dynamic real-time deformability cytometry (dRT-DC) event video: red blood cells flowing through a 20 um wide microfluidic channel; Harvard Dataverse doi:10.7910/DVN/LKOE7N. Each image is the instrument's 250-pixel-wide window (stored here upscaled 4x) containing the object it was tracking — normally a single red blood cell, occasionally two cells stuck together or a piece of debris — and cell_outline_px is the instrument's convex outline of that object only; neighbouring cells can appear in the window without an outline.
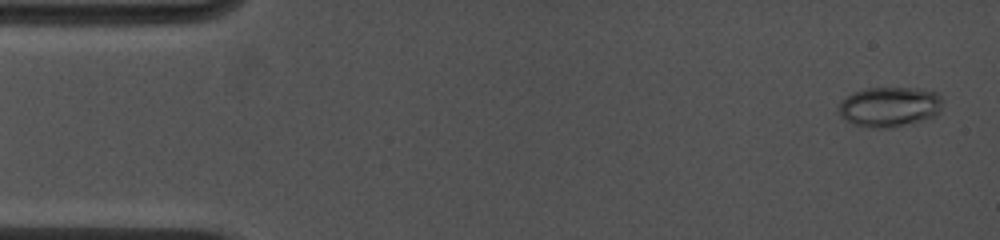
{"species": "common noctule bat (a hibernating species)", "species_latin": "Nyctalus noctula", "temperature_condition": "cold", "stored_images_in_passage": 41, "camera_frame_rate_fps": 4500, "um_per_image_px": 0.085, "animal": {"sex": "female", "body_mass_g": 19.0, "forearm_length_mm": 53.3}, "frame": {"image": 1, "passage_image": 2, "time_ms": 0.444, "image_size_px": [1000, 240], "cell_outline_px": [[944, 100], [936, 116], [892, 128], [876, 128], [852, 124], [844, 120], [836, 112], [840, 100], [852, 92], [864, 88], [916, 88], [940, 92]], "centroid_in_image_um": [75.58, 9.06], "position_along_channel_um": 9.4, "area_um2": 24.8}}
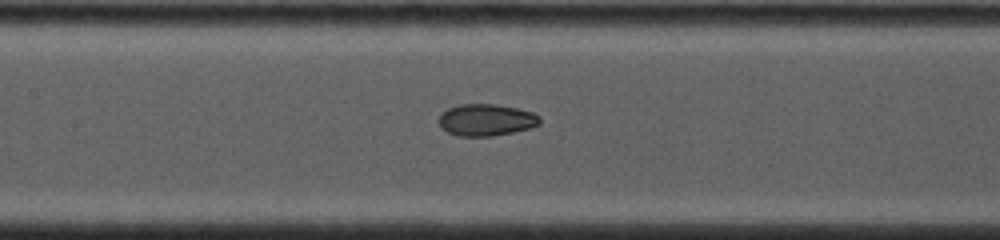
{"frame": {"image": 2, "passage_image": 20, "time_ms": 7.333, "image_size_px": [1000, 240], "cell_outline_px": [[540, 124], [528, 128], [512, 132], [492, 136], [460, 136], [448, 132], [440, 124], [440, 116], [448, 108], [460, 104], [496, 104], [516, 108], [532, 112], [540, 116]], "centroid_in_image_um": [41.35, 10.19], "position_along_channel_um": 166.0, "area_um2": 18.44}}
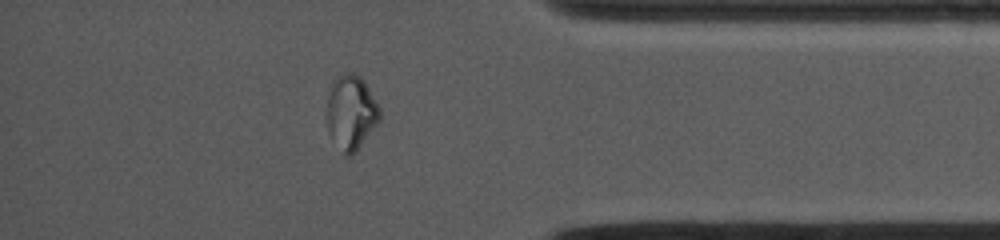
{"frame": {"image": 3, "passage_image": 36, "time_ms": 13.556, "image_size_px": [1000, 240], "cell_outline_px": [[380, 120], [356, 152], [352, 156], [344, 156], [328, 132], [328, 96], [332, 80], [336, 76], [344, 72], [352, 72], [360, 76], [364, 80], [380, 108]], "centroid_in_image_um": [29.85, 9.54], "position_along_channel_um": 405.4, "area_um2": 23.06}, "authors_computed_cell_mechanics": {"area_um2": 21.3282, "velocity_mm_per_s": 3.9999, "shape_relaxation_time_tau1_ms": null, "shape_relaxation_time_tau2_ms": 1.1736, "deformation_change_tau1": null, "deformation_change_tau2": 0.0436}}